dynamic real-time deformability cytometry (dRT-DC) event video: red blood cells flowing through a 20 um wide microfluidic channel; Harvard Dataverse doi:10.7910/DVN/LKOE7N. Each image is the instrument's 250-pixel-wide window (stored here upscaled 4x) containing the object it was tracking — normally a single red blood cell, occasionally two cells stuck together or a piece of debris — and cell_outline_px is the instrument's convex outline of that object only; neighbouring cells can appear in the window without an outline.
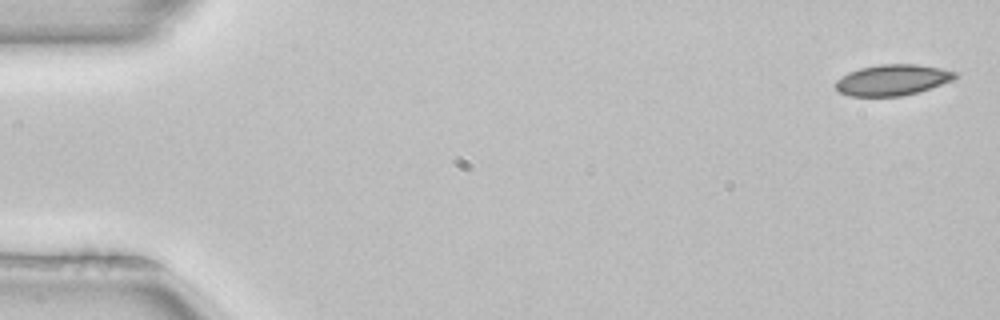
{"species": "common noctule bat (a hibernating species)", "species_latin": "Nyctalus noctula", "temperature_condition": "room temperature", "stored_images_in_passage": 52, "camera_frame_rate_fps": 3000, "um_per_image_px": 0.085, "animal": {"sex": "female", "body_mass_g": 22.7, "forearm_length_mm": 54.2}, "frame": {"image": 1, "passage_image": 2, "time_ms": 0.333, "image_size_px": [1000, 320], "cell_outline_px": [[960, 76], [952, 80], [916, 92], [900, 96], [848, 96], [840, 92], [836, 88], [836, 80], [848, 72], [860, 68], [880, 64], [916, 64], [940, 68], [960, 72]], "centroid_in_image_um": [75.87, 6.78], "position_along_channel_um": 9.1, "area_um2": 21.44}}
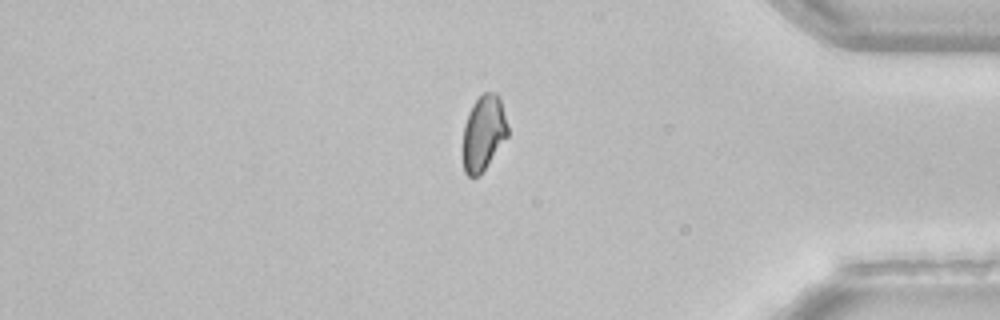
{"frame": {"image": 2, "passage_image": 44, "time_ms": 14.333, "image_size_px": [1000, 320], "cell_outline_px": [[508, 136], [484, 168], [476, 176], [468, 176], [464, 172], [464, 124], [468, 112], [472, 104], [484, 92], [496, 92], [500, 100], [508, 124]], "centroid_in_image_um": [41.11, 11.25], "position_along_channel_um": 394.1, "area_um2": 19.25}}
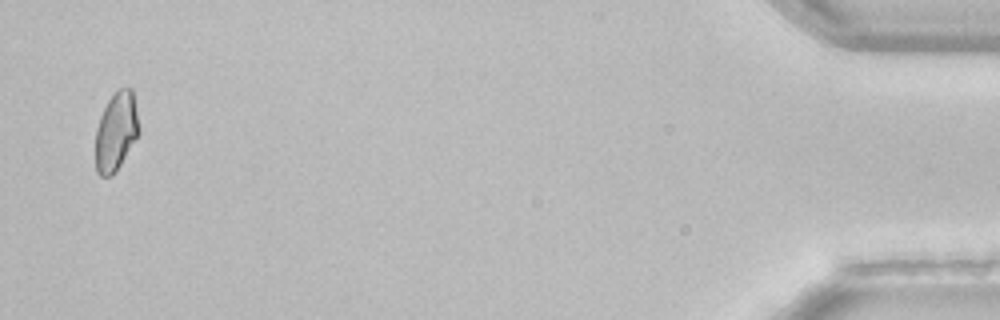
{"frame": {"image": 3, "passage_image": 51, "time_ms": 16.667, "image_size_px": [1000, 320], "cell_outline_px": [[140, 132], [116, 172], [112, 176], [100, 176], [96, 172], [96, 128], [100, 116], [108, 100], [120, 88], [132, 88]], "centroid_in_image_um": [9.86, 11.21], "position_along_channel_um": 425.3, "area_um2": 19.77}}